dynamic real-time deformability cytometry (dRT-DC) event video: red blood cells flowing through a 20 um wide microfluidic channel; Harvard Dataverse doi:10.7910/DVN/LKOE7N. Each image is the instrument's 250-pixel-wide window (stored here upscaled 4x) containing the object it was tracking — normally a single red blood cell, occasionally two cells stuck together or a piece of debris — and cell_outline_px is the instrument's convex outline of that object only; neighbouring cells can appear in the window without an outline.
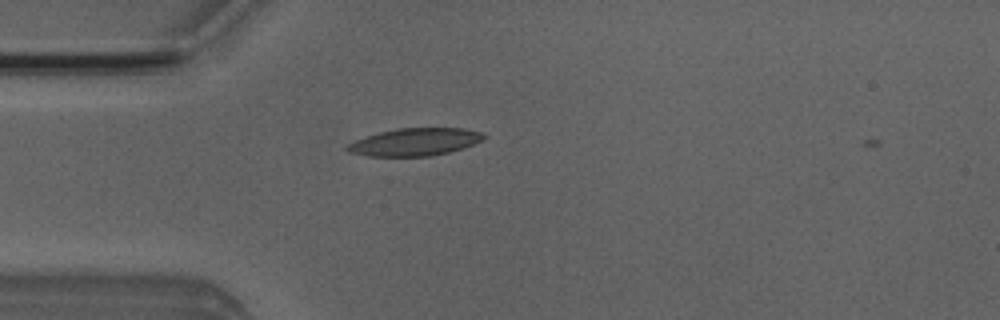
{"species": "Egyptian fruit bat (a non-hibernating species)", "species_latin": "Rousettus aegyptiacus", "temperature_condition": "room temperature", "stored_images_in_passage": 3, "camera_frame_rate_fps": 3000, "um_per_image_px": 0.085, "animal": {"sex": "male"}, "frame": {"image": 1, "passage_image": 3, "time_ms": 3.0, "image_size_px": [1000, 320], "cell_outline_px": [[488, 136], [464, 148], [432, 156], [368, 156], [348, 152], [344, 148], [348, 144], [356, 140], [380, 132], [396, 128], [464, 128], [480, 132]], "centroid_in_image_um": [35.26, 12.07], "position_along_channel_um": 49.7, "area_um2": 21.79}}